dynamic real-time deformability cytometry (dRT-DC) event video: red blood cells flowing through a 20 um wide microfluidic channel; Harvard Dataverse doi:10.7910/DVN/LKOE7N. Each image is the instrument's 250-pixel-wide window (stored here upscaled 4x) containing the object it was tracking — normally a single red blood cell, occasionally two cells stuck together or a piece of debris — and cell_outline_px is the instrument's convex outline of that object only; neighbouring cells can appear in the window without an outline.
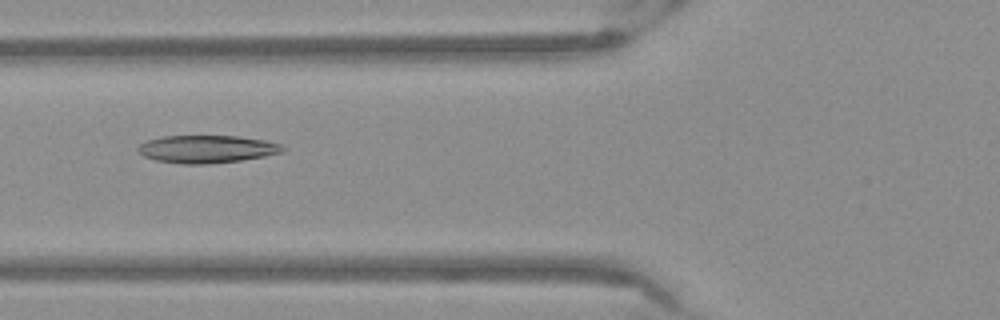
{"species": "Egyptian fruit bat (a non-hibernating species)", "species_latin": "Rousettus aegyptiacus", "temperature_condition": "warm", "stored_images_in_passage": 22, "camera_frame_rate_fps": 3000, "um_per_image_px": 0.085, "frame": {"image": 1, "passage_image": 4, "time_ms": 1.0, "image_size_px": [1000, 320], "cell_outline_px": [[288, 148], [284, 152], [264, 156], [240, 160], [208, 164], [184, 164], [156, 160], [144, 156], [136, 148], [140, 144], [148, 140], [164, 136], [236, 136], [264, 140], [280, 144]], "centroid_in_image_um": [17.61, 12.67], "position_along_channel_um": 108.2, "area_um2": 23.24}}
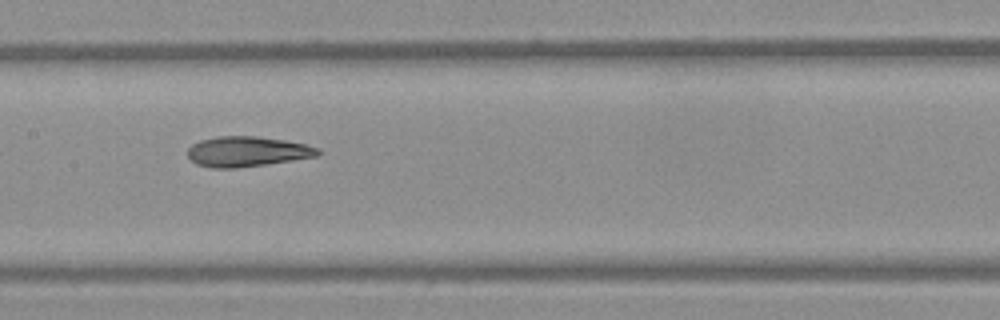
{"frame": {"image": 2, "passage_image": 10, "time_ms": 3.0, "image_size_px": [1000, 320], "cell_outline_px": [[324, 152], [316, 156], [292, 160], [236, 168], [212, 168], [196, 164], [188, 156], [188, 148], [192, 144], [200, 140], [216, 136], [256, 136], [284, 140], [304, 144], [320, 148]], "centroid_in_image_um": [21.0, 12.87], "position_along_channel_um": 186.4, "area_um2": 22.89}}
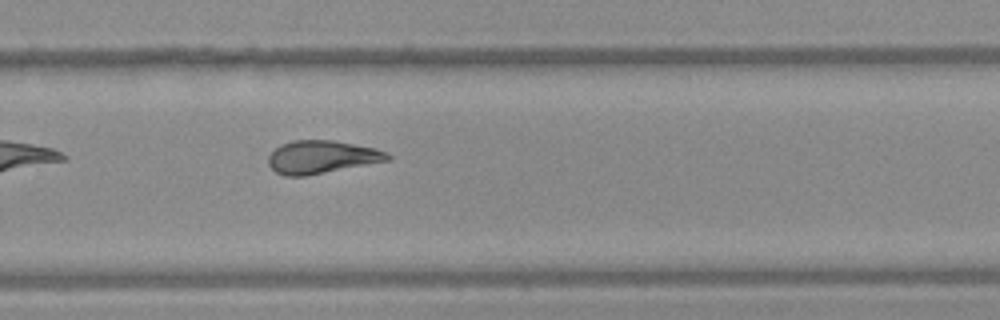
{"frame": {"image": 3, "passage_image": 19, "time_ms": 6.0, "image_size_px": [1000, 320], "cell_outline_px": [[392, 160], [304, 176], [284, 176], [276, 172], [268, 164], [268, 156], [280, 144], [292, 140], [332, 140], [376, 148], [388, 152], [392, 156]], "centroid_in_image_um": [27.37, 13.34], "position_along_channel_um": 302.4, "area_um2": 23.0}}